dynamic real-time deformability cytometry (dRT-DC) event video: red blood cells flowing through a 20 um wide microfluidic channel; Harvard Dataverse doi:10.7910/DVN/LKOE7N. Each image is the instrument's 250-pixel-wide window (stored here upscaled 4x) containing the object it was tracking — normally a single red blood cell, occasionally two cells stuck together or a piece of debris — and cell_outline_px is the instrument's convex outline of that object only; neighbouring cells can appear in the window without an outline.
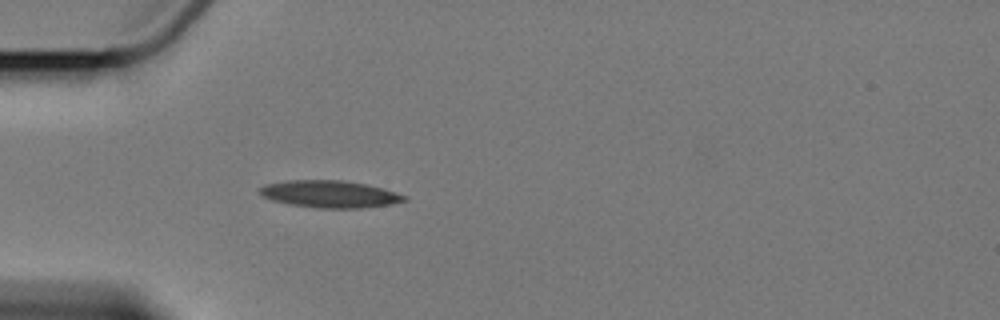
{"species": "Egyptian fruit bat (a non-hibernating species)", "species_latin": "Rousettus aegyptiacus", "temperature_condition": "cold", "stored_images_in_passage": 1, "camera_frame_rate_fps": 3000, "um_per_image_px": 0.085, "animal": {"sex": "female"}, "frame": {"image": 1, "passage_image": 1, "time_ms": 0.0, "image_size_px": [1000, 320], "cell_outline_px": [[408, 200], [392, 204], [360, 208], [316, 208], [288, 204], [272, 200], [264, 196], [260, 192], [260, 188], [264, 184], [288, 180], [340, 180], [364, 184], [380, 188], [408, 196]], "centroid_in_image_um": [28.02, 16.5], "position_along_channel_um": 57.0, "area_um2": 22.72}}